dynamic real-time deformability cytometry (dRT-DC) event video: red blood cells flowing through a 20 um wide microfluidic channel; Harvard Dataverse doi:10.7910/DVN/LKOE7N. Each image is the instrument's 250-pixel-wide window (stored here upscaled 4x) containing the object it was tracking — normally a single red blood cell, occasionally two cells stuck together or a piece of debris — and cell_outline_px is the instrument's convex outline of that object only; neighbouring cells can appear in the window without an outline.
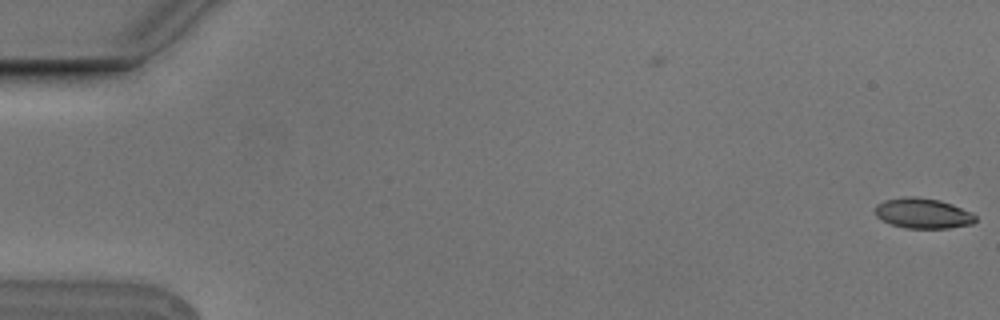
{"species": "Egyptian fruit bat (a non-hibernating species)", "species_latin": "Rousettus aegyptiacus", "temperature_condition": "cold", "stored_images_in_passage": 2, "camera_frame_rate_fps": 3000, "um_per_image_px": 0.085, "animal": {"sex": "male"}, "frame": {"image": 1, "passage_image": 2, "time_ms": 0.333, "image_size_px": [1000, 320], "cell_outline_px": [[976, 220], [972, 224], [948, 228], [904, 228], [880, 220], [876, 216], [876, 204], [884, 200], [904, 196], [912, 196], [940, 200], [952, 204], [972, 212], [976, 216]], "centroid_in_image_um": [78.44, 18.13], "position_along_channel_um": 6.6, "area_um2": 17.8}}